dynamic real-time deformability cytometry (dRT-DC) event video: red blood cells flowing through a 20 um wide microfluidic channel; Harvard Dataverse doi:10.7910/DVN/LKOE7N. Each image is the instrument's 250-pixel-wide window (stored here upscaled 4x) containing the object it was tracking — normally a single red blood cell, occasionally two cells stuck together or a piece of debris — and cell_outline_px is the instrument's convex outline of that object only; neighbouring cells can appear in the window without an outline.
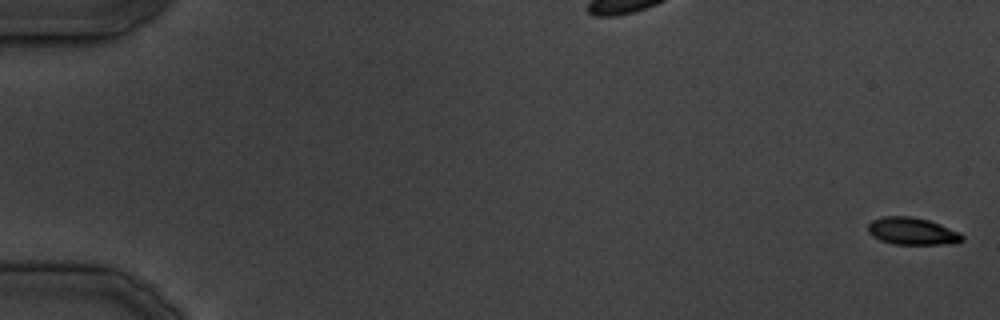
{"species": "common noctule bat (a hibernating species)", "species_latin": "Nyctalus noctula", "temperature_condition": "cold", "stored_images_in_passage": 12, "camera_frame_rate_fps": 3000, "um_per_image_px": 0.085, "animal": {"sex": "male", "body_mass_g": 19.5, "forearm_length_mm": 54.6}, "frame": {"image": 1, "passage_image": 1, "time_ms": 0.0, "image_size_px": [1000, 320], "cell_outline_px": [[964, 240], [956, 244], [892, 244], [880, 240], [872, 236], [868, 232], [868, 224], [872, 220], [884, 216], [908, 216], [928, 220], [940, 224], [960, 232], [964, 236]], "centroid_in_image_um": [77.56, 19.66], "position_along_channel_um": 7.4, "area_um2": 15.09}}
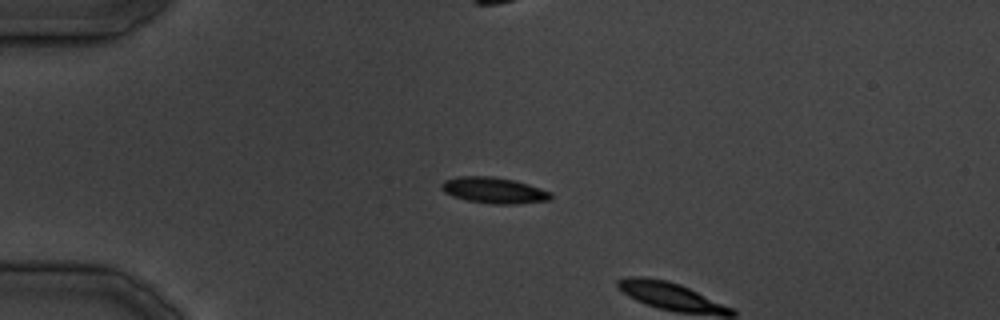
{"frame": {"image": 2, "passage_image": 10, "time_ms": 11.333, "image_size_px": [1000, 320], "cell_outline_px": [[552, 200], [516, 204], [492, 204], [468, 200], [452, 196], [444, 192], [440, 188], [440, 184], [444, 180], [460, 176], [492, 176], [512, 180], [528, 184], [552, 192]], "centroid_in_image_um": [41.98, 16.18], "position_along_channel_um": 43.0, "area_um2": 16.65}}